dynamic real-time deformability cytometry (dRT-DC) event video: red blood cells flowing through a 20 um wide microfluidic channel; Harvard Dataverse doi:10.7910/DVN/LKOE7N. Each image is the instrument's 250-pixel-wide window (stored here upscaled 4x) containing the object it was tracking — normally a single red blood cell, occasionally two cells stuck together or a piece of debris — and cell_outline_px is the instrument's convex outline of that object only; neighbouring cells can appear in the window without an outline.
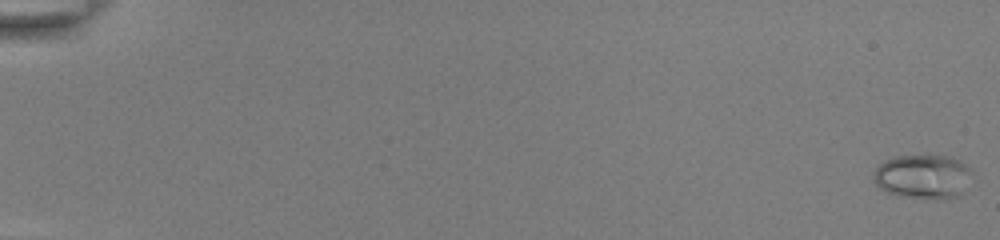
{"species": "common noctule bat (a hibernating species)", "species_latin": "Nyctalus noctula", "temperature_condition": "room temperature", "stored_images_in_passage": 54, "camera_frame_rate_fps": 3000, "um_per_image_px": 0.085, "animal": {"sex": "female", "body_mass_g": 22.0, "forearm_length_mm": 56.7}, "frame": {"image": 1, "passage_image": 1, "time_ms": 0.0, "image_size_px": [1000, 240], "cell_outline_px": [[968, 172], [960, 196], [944, 200], [936, 200], [900, 196], [884, 192], [876, 184], [872, 176], [876, 168], [884, 160], [892, 156], [952, 156], [960, 160], [968, 168]], "centroid_in_image_um": [78.36, 15.03], "position_along_channel_um": 6.6, "area_um2": 25.26}}
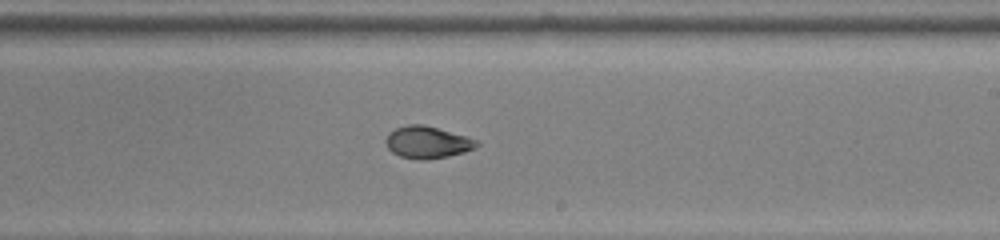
{"frame": {"image": 2, "passage_image": 35, "time_ms": 11.333, "image_size_px": [1000, 240], "cell_outline_px": [[480, 144], [476, 148], [464, 152], [448, 156], [428, 160], [416, 160], [400, 156], [392, 152], [388, 148], [384, 140], [388, 132], [396, 128], [408, 124], [424, 124], [464, 136], [476, 140]], "centroid_in_image_um": [36.29, 12.1], "position_along_channel_um": 252.7, "area_um2": 17.05}}
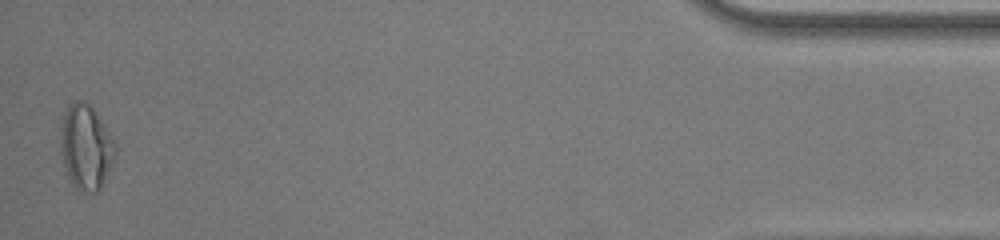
{"frame": {"image": 3, "passage_image": 54, "time_ms": 17.667, "image_size_px": [1000, 240], "cell_outline_px": [[116, 152], [100, 188], [96, 192], [80, 192], [72, 184], [68, 176], [60, 152], [60, 128], [68, 104], [72, 100], [80, 100], [88, 104], [96, 112], [116, 144]], "centroid_in_image_um": [7.27, 12.49], "position_along_channel_um": 427.9, "area_um2": 26.82}, "authors_computed_cell_mechanics": {"area_um2": 18.2937, "velocity_mm_per_s": 3.8906, "shape_relaxation_time_tau1_ms": null, "shape_relaxation_time_tau2_ms": 0.7468, "deformation_change_tau1": null, "deformation_change_tau2": 0.0477}}